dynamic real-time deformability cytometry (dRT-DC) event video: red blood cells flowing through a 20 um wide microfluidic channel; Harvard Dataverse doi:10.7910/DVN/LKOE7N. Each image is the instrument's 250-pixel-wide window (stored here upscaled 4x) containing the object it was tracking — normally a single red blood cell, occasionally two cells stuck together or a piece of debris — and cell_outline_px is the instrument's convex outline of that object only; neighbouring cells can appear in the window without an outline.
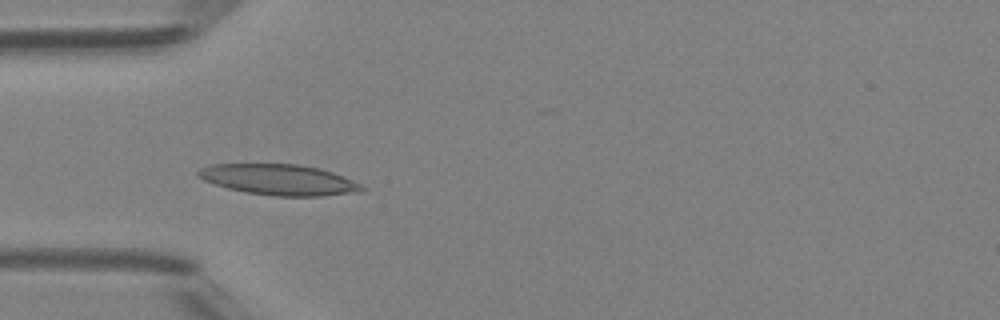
{"species": "Egyptian fruit bat (a non-hibernating species)", "species_latin": "Rousettus aegyptiacus", "temperature_condition": "room temperature", "stored_images_in_passage": 48, "camera_frame_rate_fps": 3000, "um_per_image_px": 0.085, "animal": {"sex": "female"}, "frame": {"image": 1, "passage_image": 14, "time_ms": 4.333, "image_size_px": [1000, 320], "cell_outline_px": [[364, 188], [360, 192], [320, 196], [272, 196], [244, 192], [228, 188], [204, 180], [196, 176], [196, 172], [200, 168], [208, 164], [300, 164], [320, 168], [332, 172], [360, 184]], "centroid_in_image_um": [23.66, 15.27], "position_along_channel_um": 61.3, "area_um2": 29.3}}
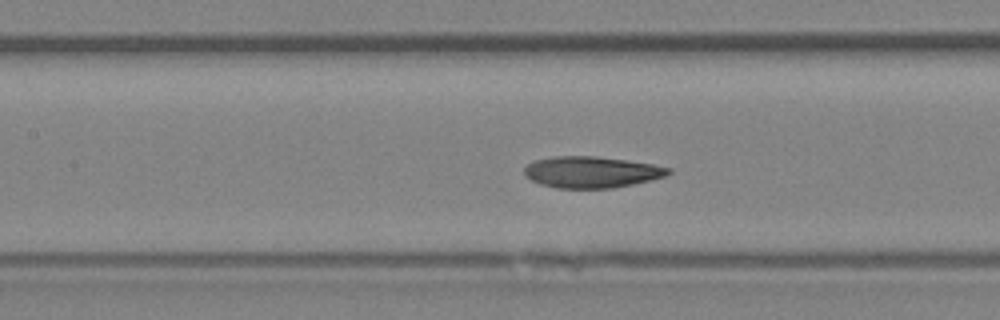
{"frame": {"image": 2, "passage_image": 21, "time_ms": 6.667, "image_size_px": [1000, 320], "cell_outline_px": [[672, 172], [664, 176], [632, 184], [612, 188], [556, 188], [540, 184], [524, 176], [524, 168], [528, 164], [536, 160], [556, 156], [596, 156], [652, 164], [672, 168]], "centroid_in_image_um": [50.25, 14.63], "position_along_channel_um": 157.2, "area_um2": 26.13}}
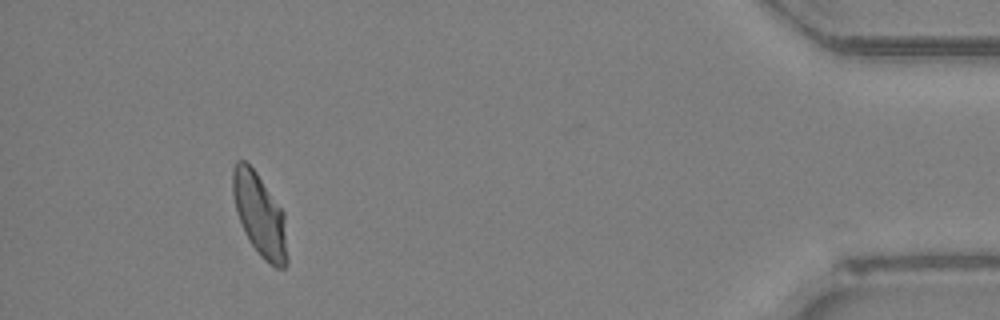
{"frame": {"image": 3, "passage_image": 44, "time_ms": 14.333, "image_size_px": [1000, 320], "cell_outline_px": [[288, 264], [284, 268], [276, 268], [268, 264], [260, 256], [252, 244], [240, 220], [236, 208], [232, 192], [232, 168], [236, 160], [244, 160], [256, 172], [284, 212], [288, 256]], "centroid_in_image_um": [22.1, 18.28], "position_along_channel_um": 413.1, "area_um2": 26.13}, "authors_computed_cell_mechanics": {"area_um2": 26.3568, "velocity_mm_per_s": 4.1877, "shape_relaxation_time_tau1_ms": 4.7013, "shape_relaxation_time_tau2_ms": 1.6538, "deformation_change_tau1": 0.1473, "deformation_change_tau2": 0.0719}}